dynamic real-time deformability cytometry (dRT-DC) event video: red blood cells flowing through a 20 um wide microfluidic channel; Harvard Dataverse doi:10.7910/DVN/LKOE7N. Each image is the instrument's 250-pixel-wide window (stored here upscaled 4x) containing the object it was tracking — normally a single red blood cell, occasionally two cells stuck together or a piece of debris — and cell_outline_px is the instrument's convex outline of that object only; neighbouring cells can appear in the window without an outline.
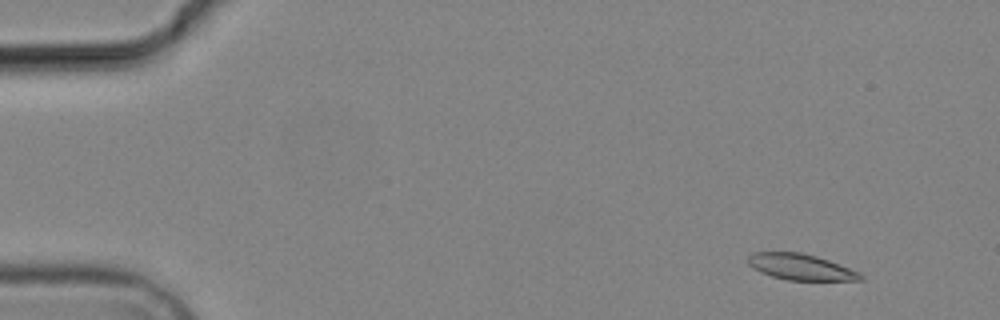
{"species": "common noctule bat (a hibernating species)", "species_latin": "Nyctalus noctula", "temperature_condition": "cold", "stored_images_in_passage": 7, "camera_frame_rate_fps": 3000, "um_per_image_px": 0.085, "animal": {"sex": "male", "body_mass_g": 19.2, "forearm_length_mm": 51.8}, "frame": {"image": 1, "passage_image": 2, "time_ms": 1.333, "image_size_px": [1000, 320], "cell_outline_px": [[864, 280], [788, 280], [772, 276], [760, 272], [748, 264], [748, 256], [752, 252], [800, 252], [816, 256], [828, 260], [848, 268], [864, 276]], "centroid_in_image_um": [68.01, 22.69], "position_along_channel_um": 17.0, "area_um2": 16.82}}
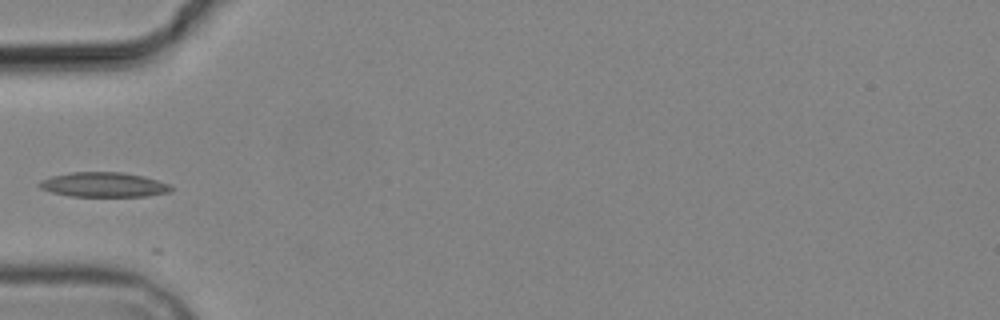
{"frame": {"image": 2, "passage_image": 6, "time_ms": 6.0, "image_size_px": [1000, 320], "cell_outline_px": [[172, 188], [168, 192], [148, 196], [72, 196], [52, 192], [40, 188], [36, 184], [40, 180], [52, 176], [72, 172], [124, 172], [144, 176], [168, 184]], "centroid_in_image_um": [8.78, 15.69], "position_along_channel_um": 76.2, "area_um2": 18.84}}
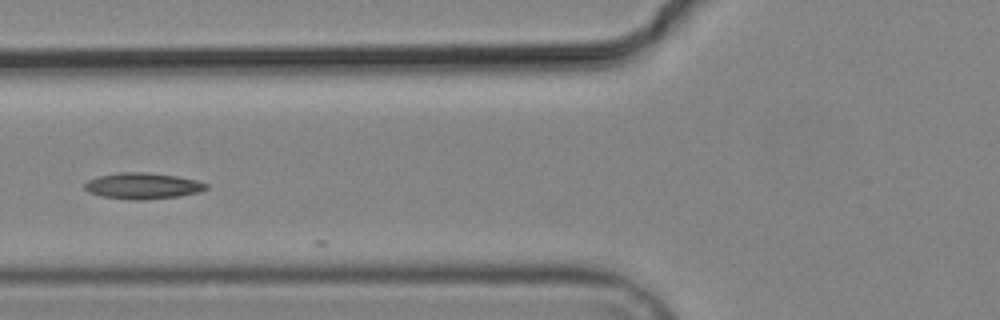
{"frame": {"image": 3, "passage_image": 7, "time_ms": 7.0, "image_size_px": [1000, 320], "cell_outline_px": [[208, 188], [200, 192], [180, 196], [144, 200], [132, 200], [100, 196], [88, 192], [84, 188], [84, 184], [88, 180], [100, 176], [120, 172], [144, 172], [176, 176], [196, 180], [208, 184]], "centroid_in_image_um": [12.13, 15.81], "position_along_channel_um": 113.7, "area_um2": 18.55}}